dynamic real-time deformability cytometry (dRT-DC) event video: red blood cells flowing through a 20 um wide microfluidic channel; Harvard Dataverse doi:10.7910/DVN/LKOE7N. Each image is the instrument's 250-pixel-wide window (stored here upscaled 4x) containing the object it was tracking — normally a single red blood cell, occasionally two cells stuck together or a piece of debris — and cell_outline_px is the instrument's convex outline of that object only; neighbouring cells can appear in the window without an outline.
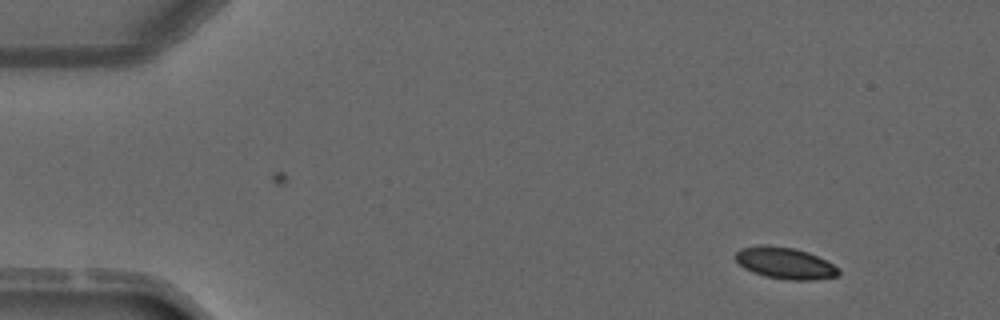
{"species": "common noctule bat (a hibernating species)", "species_latin": "Nyctalus noctula", "temperature_condition": "warm", "stored_images_in_passage": 3, "camera_frame_rate_fps": 3000, "um_per_image_px": 0.085, "animal": {"sex": "male", "forearm_length_mm": 52.5}, "frame": {"image": 1, "passage_image": 3, "time_ms": 3.333, "image_size_px": [1000, 320], "cell_outline_px": [[840, 272], [836, 276], [816, 280], [788, 280], [764, 276], [752, 272], [744, 268], [736, 260], [736, 252], [740, 248], [760, 244], [768, 244], [792, 248], [808, 252], [840, 268]], "centroid_in_image_um": [66.71, 22.36], "position_along_channel_um": 18.3, "area_um2": 19.02}}